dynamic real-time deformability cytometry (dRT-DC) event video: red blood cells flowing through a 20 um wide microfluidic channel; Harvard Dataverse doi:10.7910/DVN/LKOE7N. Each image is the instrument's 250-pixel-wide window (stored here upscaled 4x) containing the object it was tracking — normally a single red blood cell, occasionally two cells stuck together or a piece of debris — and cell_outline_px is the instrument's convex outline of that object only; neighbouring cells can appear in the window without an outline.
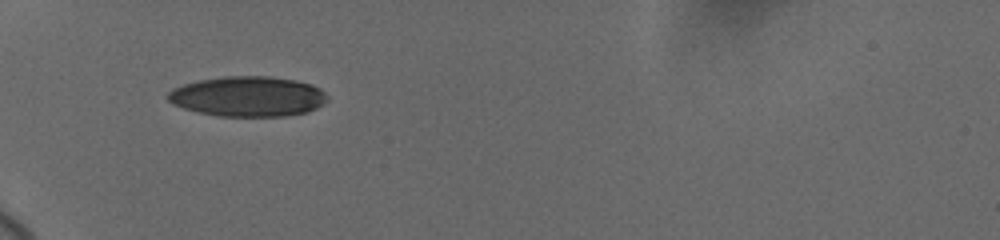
{"species": "human", "species_latin": "Homo sapiens", "temperature_condition": "cold", "stored_images_in_passage": 14, "camera_frame_rate_fps": 3000, "um_per_image_px": 0.085, "donor": {"sex": "female"}, "frame": {"image": 1, "passage_image": 1, "time_ms": 0.0, "image_size_px": [1000, 240], "cell_outline_px": [[328, 100], [324, 104], [308, 112], [284, 116], [216, 116], [184, 108], [172, 104], [168, 100], [168, 92], [172, 88], [184, 84], [200, 80], [224, 76], [272, 76], [296, 80], [312, 84], [320, 88], [328, 96]], "centroid_in_image_um": [21.1, 8.19], "position_along_channel_um": 63.9, "area_um2": 37.51}}
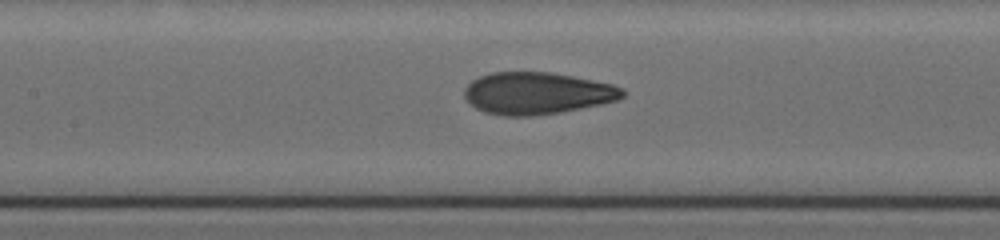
{"frame": {"image": 2, "passage_image": 7, "time_ms": 3.0, "image_size_px": [1000, 240], "cell_outline_px": [[624, 96], [616, 100], [600, 104], [560, 112], [532, 116], [504, 116], [484, 112], [476, 108], [464, 96], [464, 88], [472, 80], [480, 76], [492, 72], [552, 72], [612, 84], [624, 88]], "centroid_in_image_um": [45.63, 7.92], "position_along_channel_um": 161.8, "area_um2": 38.61}}
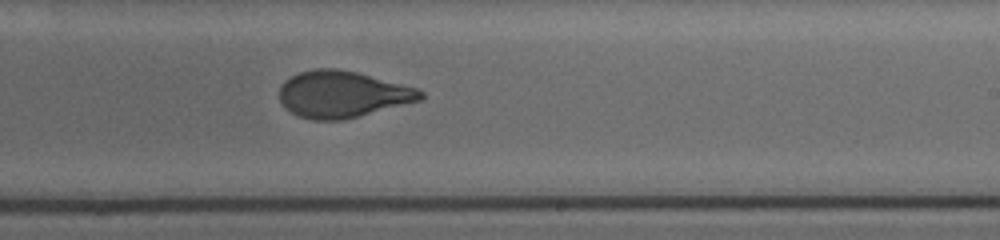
{"frame": {"image": 3, "passage_image": 14, "time_ms": 5.667, "image_size_px": [1000, 240], "cell_outline_px": [[424, 96], [420, 100], [344, 120], [312, 120], [300, 116], [292, 112], [280, 100], [280, 88], [284, 80], [300, 72], [312, 68], [336, 68], [356, 72], [420, 88], [424, 92]], "centroid_in_image_um": [29.13, 8.0], "position_along_channel_um": 259.9, "area_um2": 38.21}}